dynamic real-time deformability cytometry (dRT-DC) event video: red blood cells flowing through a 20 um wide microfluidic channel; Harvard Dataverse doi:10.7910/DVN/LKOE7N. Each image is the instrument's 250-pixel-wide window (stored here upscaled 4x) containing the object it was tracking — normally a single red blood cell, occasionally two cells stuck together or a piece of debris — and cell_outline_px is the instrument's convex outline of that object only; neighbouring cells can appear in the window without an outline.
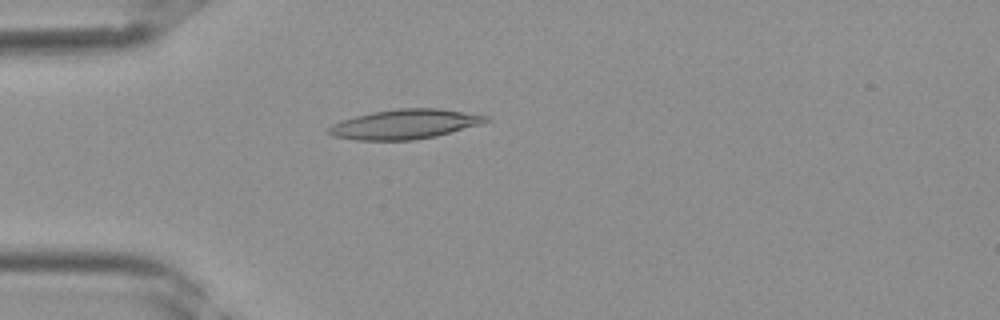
{"species": "Egyptian fruit bat (a non-hibernating species)", "species_latin": "Rousettus aegyptiacus", "temperature_condition": "room temperature", "stored_images_in_passage": 39, "camera_frame_rate_fps": 3000, "um_per_image_px": 0.085, "frame": {"image": 1, "passage_image": 11, "time_ms": 3.333, "image_size_px": [1000, 320], "cell_outline_px": [[492, 120], [480, 124], [436, 136], [412, 140], [356, 140], [332, 136], [328, 132], [328, 128], [332, 124], [356, 116], [372, 112], [396, 108], [440, 108], [488, 116]], "centroid_in_image_um": [34.42, 10.55], "position_along_channel_um": 50.6, "area_um2": 26.99}}
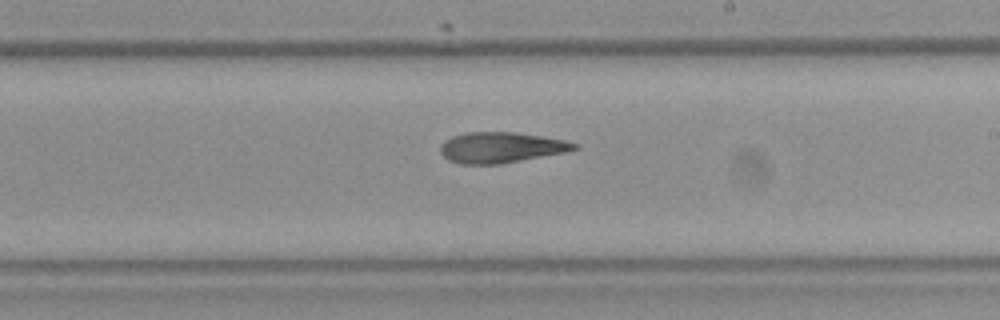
{"frame": {"image": 2, "passage_image": 23, "time_ms": 7.333, "image_size_px": [1000, 320], "cell_outline_px": [[580, 148], [564, 152], [500, 164], [460, 164], [448, 160], [440, 152], [440, 144], [444, 140], [452, 136], [468, 132], [516, 132], [564, 140], [576, 144]], "centroid_in_image_um": [42.53, 12.53], "position_along_channel_um": 246.5, "area_um2": 23.81}}
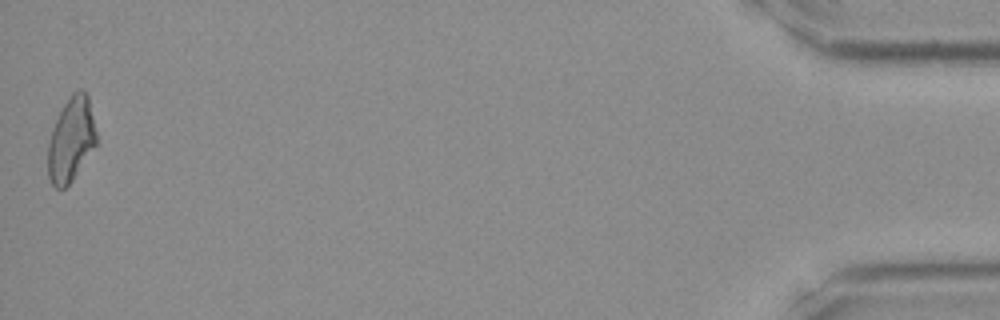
{"frame": {"image": 3, "passage_image": 39, "time_ms": 12.667, "image_size_px": [1000, 320], "cell_outline_px": [[96, 144], [72, 180], [64, 188], [56, 188], [52, 184], [48, 176], [48, 144], [52, 128], [64, 104], [72, 92], [80, 88], [88, 96], [96, 132]], "centroid_in_image_um": [6.03, 11.85], "position_along_channel_um": 429.2, "area_um2": 23.41}}